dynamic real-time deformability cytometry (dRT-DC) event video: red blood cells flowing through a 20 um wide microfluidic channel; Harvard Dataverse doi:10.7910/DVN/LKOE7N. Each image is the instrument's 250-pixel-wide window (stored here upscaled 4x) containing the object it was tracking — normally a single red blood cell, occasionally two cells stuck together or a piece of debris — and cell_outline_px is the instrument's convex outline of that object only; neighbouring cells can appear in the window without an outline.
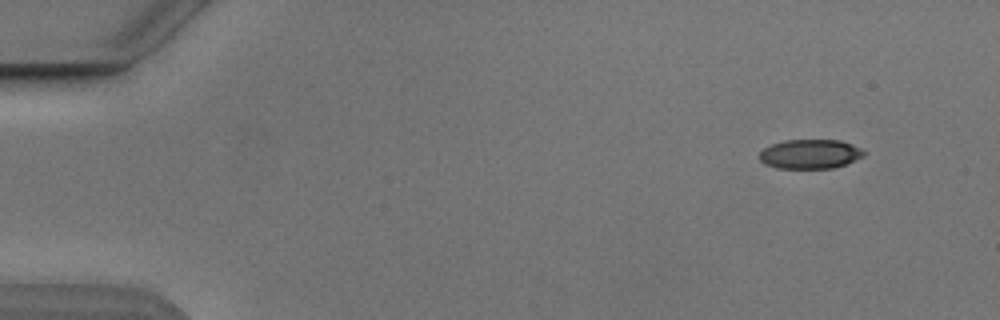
{"species": "Egyptian fruit bat (a non-hibernating species)", "species_latin": "Rousettus aegyptiacus", "temperature_condition": "cold", "stored_images_in_passage": 4, "camera_frame_rate_fps": 3000, "um_per_image_px": 0.085, "animal": {"sex": "male"}, "frame": {"image": 1, "passage_image": 1, "time_ms": 0.0, "image_size_px": [1000, 320], "cell_outline_px": [[864, 156], [844, 164], [832, 168], [776, 168], [764, 164], [760, 160], [760, 152], [764, 148], [772, 144], [784, 140], [840, 140], [860, 148], [864, 152]], "centroid_in_image_um": [68.82, 13.09], "position_along_channel_um": 16.2, "area_um2": 17.69}}
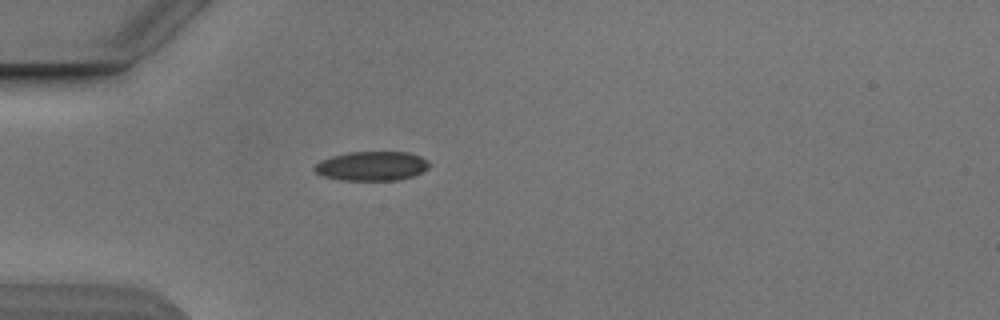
{"frame": {"image": 2, "passage_image": 4, "time_ms": 3.667, "image_size_px": [1000, 320], "cell_outline_px": [[432, 164], [428, 168], [412, 176], [396, 180], [340, 180], [324, 176], [316, 172], [312, 168], [320, 160], [332, 156], [348, 152], [408, 152], [420, 156], [428, 160]], "centroid_in_image_um": [31.6, 14.1], "position_along_channel_um": 53.4, "area_um2": 19.59}}